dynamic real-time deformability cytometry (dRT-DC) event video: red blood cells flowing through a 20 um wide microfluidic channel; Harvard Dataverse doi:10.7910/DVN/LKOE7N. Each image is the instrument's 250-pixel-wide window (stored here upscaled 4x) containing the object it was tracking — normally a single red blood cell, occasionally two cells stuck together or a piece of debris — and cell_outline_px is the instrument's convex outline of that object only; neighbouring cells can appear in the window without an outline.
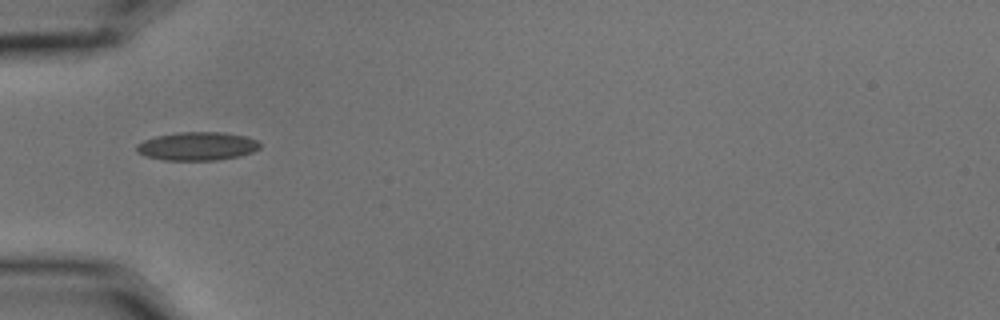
{"species": "common noctule bat (a hibernating species)", "species_latin": "Nyctalus noctula", "temperature_condition": "cold", "stored_images_in_passage": 5, "camera_frame_rate_fps": 3000, "um_per_image_px": 0.085, "animal": {"sex": "male", "body_mass_g": 15.6}, "frame": {"image": 1, "passage_image": 3, "time_ms": 0.667, "image_size_px": [1000, 320], "cell_outline_px": [[260, 148], [252, 152], [240, 156], [216, 160], [164, 160], [144, 156], [136, 152], [136, 144], [144, 140], [156, 136], [176, 132], [224, 132], [244, 136], [256, 140], [260, 144]], "centroid_in_image_um": [16.73, 12.43], "position_along_channel_um": 68.3, "area_um2": 20.52}}
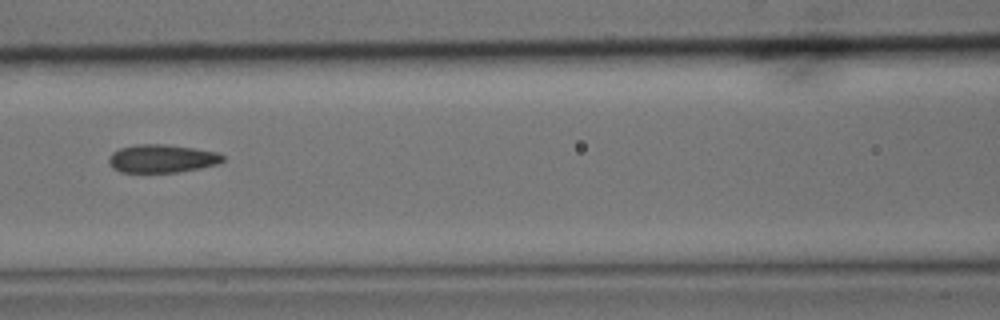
{"frame": {"image": 2, "passage_image": 5, "time_ms": 1.333, "image_size_px": [1000, 320], "cell_outline_px": [[224, 160], [220, 164], [200, 168], [176, 172], [120, 172], [112, 168], [108, 160], [108, 156], [112, 152], [120, 148], [136, 144], [164, 144], [192, 148], [216, 152], [224, 156]], "centroid_in_image_um": [13.74, 13.48], "position_along_channel_um": 152.9, "area_um2": 18.73}}